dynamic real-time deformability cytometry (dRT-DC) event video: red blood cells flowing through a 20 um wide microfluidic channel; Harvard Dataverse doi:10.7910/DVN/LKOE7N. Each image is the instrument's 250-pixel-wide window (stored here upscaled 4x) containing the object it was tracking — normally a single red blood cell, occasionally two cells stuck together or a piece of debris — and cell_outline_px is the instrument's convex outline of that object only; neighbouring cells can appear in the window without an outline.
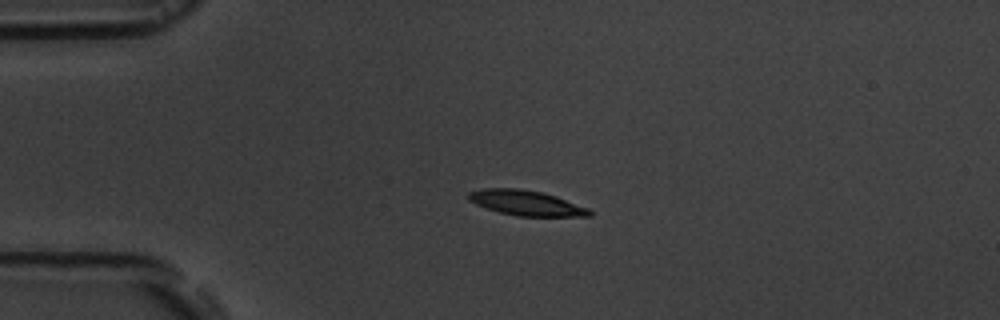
{"species": "common noctule bat (a hibernating species)", "species_latin": "Nyctalus noctula", "temperature_condition": "room temperature", "stored_images_in_passage": 6, "camera_frame_rate_fps": 3000, "um_per_image_px": 0.085, "animal": {"sex": "male", "body_mass_g": 19.5, "forearm_length_mm": 54.6}, "frame": {"image": 1, "passage_image": 4, "time_ms": 3.333, "image_size_px": [1000, 320], "cell_outline_px": [[592, 216], [516, 216], [500, 212], [476, 204], [468, 200], [468, 192], [480, 188], [520, 188], [544, 192], [556, 196], [588, 208], [592, 212]], "centroid_in_image_um": [44.71, 17.23], "position_along_channel_um": 40.3, "area_um2": 17.74}}
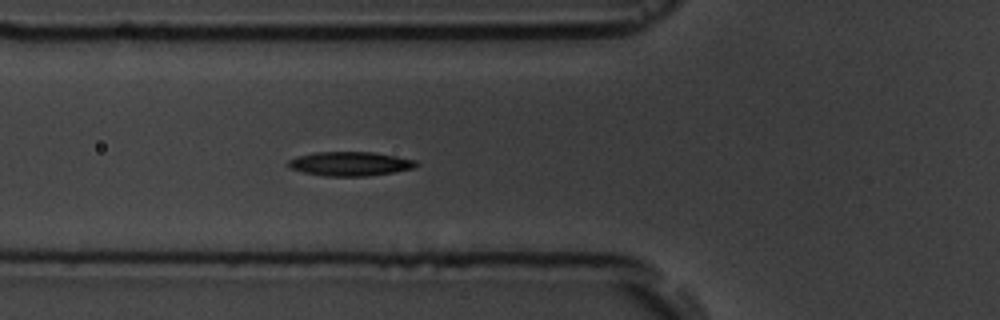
{"frame": {"image": 2, "passage_image": 6, "time_ms": 5.667, "image_size_px": [1000, 320], "cell_outline_px": [[420, 164], [412, 168], [392, 172], [368, 176], [324, 176], [304, 172], [288, 168], [288, 160], [296, 156], [316, 152], [372, 152], [396, 156], [416, 160]], "centroid_in_image_um": [29.73, 13.92], "position_along_channel_um": 96.1, "area_um2": 17.98}}